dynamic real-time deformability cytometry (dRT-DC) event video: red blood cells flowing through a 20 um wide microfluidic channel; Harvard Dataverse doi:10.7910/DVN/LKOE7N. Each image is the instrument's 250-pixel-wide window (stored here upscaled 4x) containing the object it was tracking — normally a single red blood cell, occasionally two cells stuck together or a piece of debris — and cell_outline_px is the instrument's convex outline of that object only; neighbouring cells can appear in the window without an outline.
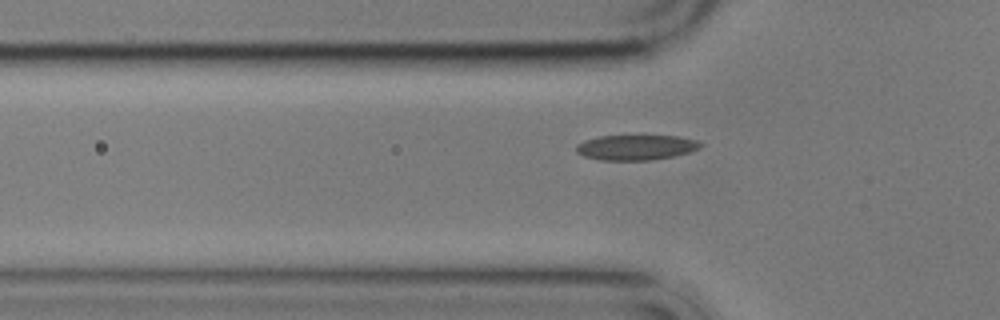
{"species": "common noctule bat (a hibernating species)", "species_latin": "Nyctalus noctula", "temperature_condition": "cold", "stored_images_in_passage": 5, "segment_of_instrument_passage": [2, 2], "camera_frame_rate_fps": 3000, "um_per_image_px": 0.085, "animal": {"sex": "male", "body_mass_g": 17.9}, "frame": {"image": 1, "passage_image": 5, "time_ms": 5.667, "image_size_px": [1000, 320], "cell_outline_px": [[704, 144], [700, 148], [688, 152], [672, 156], [648, 160], [600, 160], [584, 156], [576, 152], [576, 144], [584, 140], [600, 136], [676, 136], [700, 140]], "centroid_in_image_um": [54.06, 12.52], "position_along_channel_um": 71.7, "area_um2": 18.21}}